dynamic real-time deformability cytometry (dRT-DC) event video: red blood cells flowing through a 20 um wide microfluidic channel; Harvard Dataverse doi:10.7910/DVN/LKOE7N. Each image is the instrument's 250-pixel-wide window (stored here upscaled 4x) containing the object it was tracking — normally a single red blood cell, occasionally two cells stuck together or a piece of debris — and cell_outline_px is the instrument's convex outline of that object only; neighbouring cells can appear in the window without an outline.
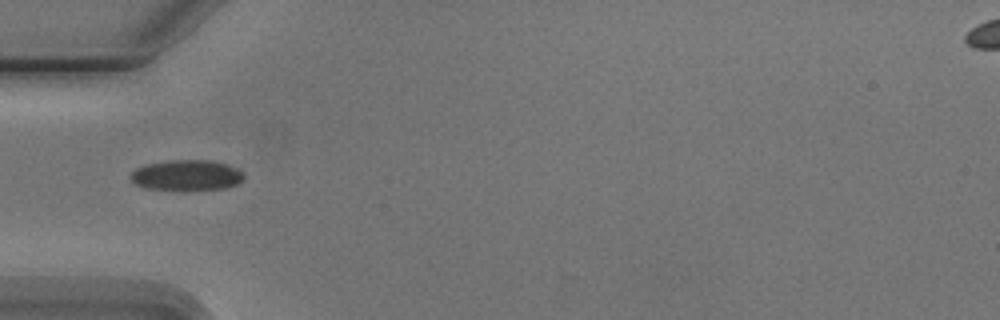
{"species": "Egyptian fruit bat (a non-hibernating species)", "species_latin": "Rousettus aegyptiacus", "temperature_condition": "cold", "stored_images_in_passage": 7, "camera_frame_rate_fps": 3000, "um_per_image_px": 0.085, "animal": {"sex": "male"}, "frame": {"image": 1, "passage_image": 4, "time_ms": 4.667, "image_size_px": [1000, 320], "cell_outline_px": [[244, 180], [228, 188], [180, 192], [144, 188], [136, 184], [128, 176], [136, 168], [148, 164], [168, 160], [212, 160], [228, 164], [240, 168], [244, 172]], "centroid_in_image_um": [15.91, 14.92], "position_along_channel_um": 69.1, "area_um2": 21.1}}
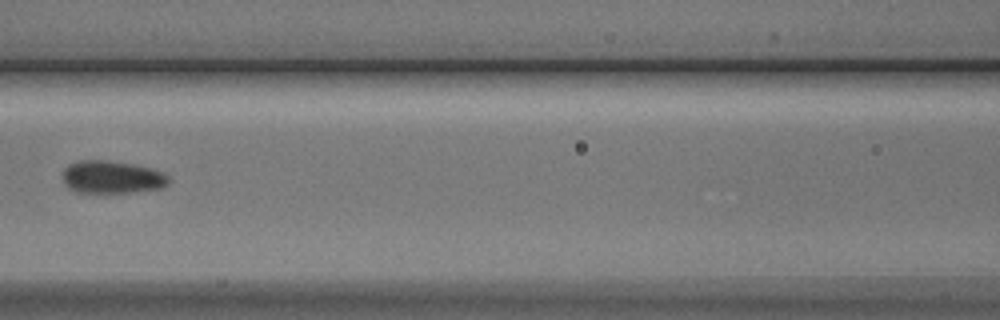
{"frame": {"image": 2, "passage_image": 6, "time_ms": 7.0, "image_size_px": [1000, 320], "cell_outline_px": [[172, 180], [164, 188], [128, 192], [76, 192], [68, 188], [64, 184], [64, 168], [68, 164], [80, 160], [104, 160], [132, 164], [152, 168], [168, 176]], "centroid_in_image_um": [9.53, 15.05], "position_along_channel_um": 157.1, "area_um2": 20.17}}
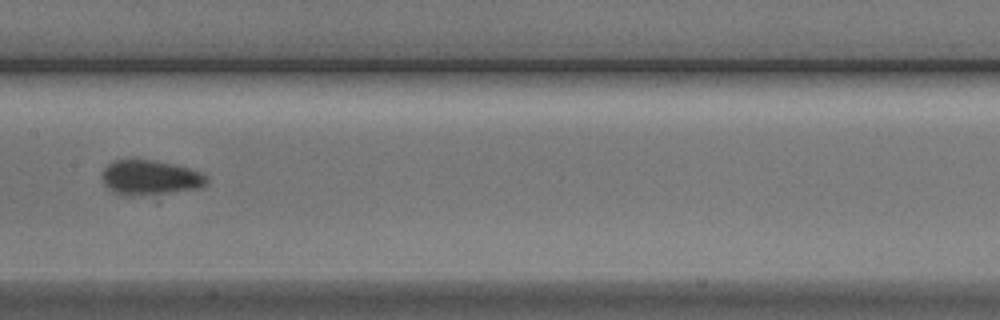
{"frame": {"image": 3, "passage_image": 7, "time_ms": 8.0, "image_size_px": [1000, 320], "cell_outline_px": [[208, 180], [200, 188], [140, 196], [120, 196], [112, 192], [104, 184], [100, 176], [104, 168], [112, 160], [152, 160], [172, 164], [204, 172], [208, 176]], "centroid_in_image_um": [12.72, 15.11], "position_along_channel_um": 194.7, "area_um2": 21.5}}